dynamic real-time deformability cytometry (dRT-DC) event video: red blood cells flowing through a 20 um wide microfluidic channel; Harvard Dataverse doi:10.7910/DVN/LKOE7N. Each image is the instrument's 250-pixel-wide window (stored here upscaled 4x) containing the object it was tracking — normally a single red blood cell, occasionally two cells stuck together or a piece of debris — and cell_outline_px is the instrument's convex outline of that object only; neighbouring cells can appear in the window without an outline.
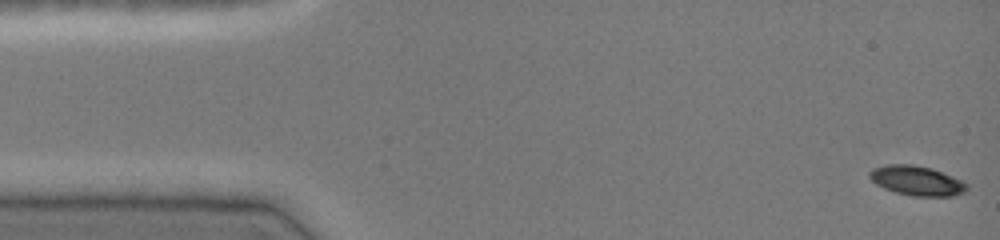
{"species": "common noctule bat (a hibernating species)", "species_latin": "Nyctalus noctula", "temperature_condition": "cold", "stored_images_in_passage": 47, "camera_frame_rate_fps": 3000, "um_per_image_px": 0.085, "animal": {"sex": "female", "body_mass_g": 19.0, "forearm_length_mm": 51.5}, "frame": {"image": 1, "passage_image": 1, "time_ms": 0.0, "image_size_px": [1000, 240], "cell_outline_px": [[968, 188], [964, 192], [952, 196], [912, 196], [896, 192], [884, 188], [876, 184], [868, 176], [868, 172], [876, 168], [888, 164], [912, 164], [932, 168], [952, 176], [968, 184]], "centroid_in_image_um": [77.93, 15.35], "position_along_channel_um": 7.1, "area_um2": 16.7}}
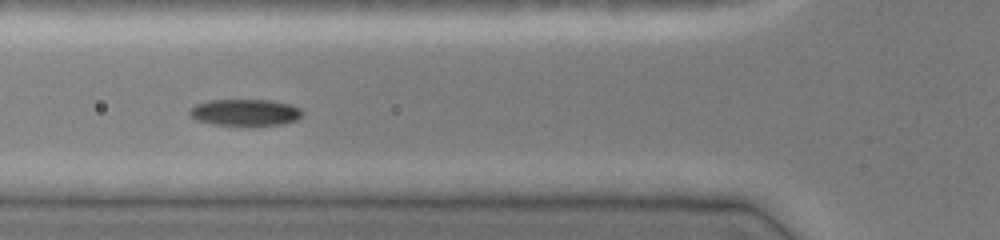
{"frame": {"image": 2, "passage_image": 17, "time_ms": 5.333, "image_size_px": [1000, 240], "cell_outline_px": [[300, 116], [296, 120], [280, 124], [212, 124], [196, 120], [188, 112], [196, 104], [208, 100], [268, 100], [292, 104], [300, 108]], "centroid_in_image_um": [20.81, 9.53], "position_along_channel_um": 105.0, "area_um2": 16.99}}
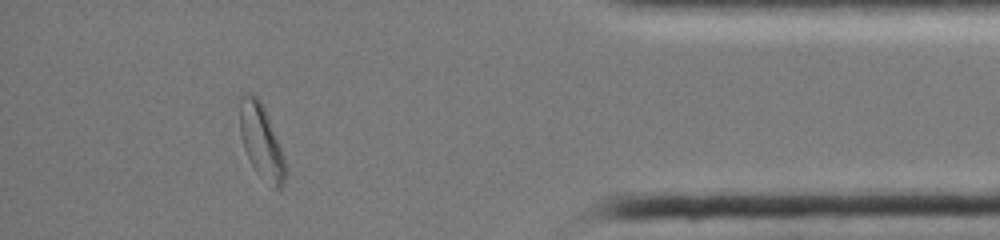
{"frame": {"image": 3, "passage_image": 42, "time_ms": 13.667, "image_size_px": [1000, 240], "cell_outline_px": [[288, 172], [280, 188], [272, 188], [256, 172], [244, 148], [240, 132], [240, 100], [244, 92], [248, 92], [256, 96], [260, 100], [264, 108], [280, 144], [288, 168]], "centroid_in_image_um": [22.24, 12.05], "position_along_channel_um": 413.0, "area_um2": 19.71}, "authors_computed_cell_mechanics": {"area_um2": 17.34, "velocity_mm_per_s": 4.0388, "shape_relaxation_time_tau1_ms": 2.4286, "shape_relaxation_time_tau2_ms": null, "deformation_change_tau1": 0.1253, "deformation_change_tau2": null}}